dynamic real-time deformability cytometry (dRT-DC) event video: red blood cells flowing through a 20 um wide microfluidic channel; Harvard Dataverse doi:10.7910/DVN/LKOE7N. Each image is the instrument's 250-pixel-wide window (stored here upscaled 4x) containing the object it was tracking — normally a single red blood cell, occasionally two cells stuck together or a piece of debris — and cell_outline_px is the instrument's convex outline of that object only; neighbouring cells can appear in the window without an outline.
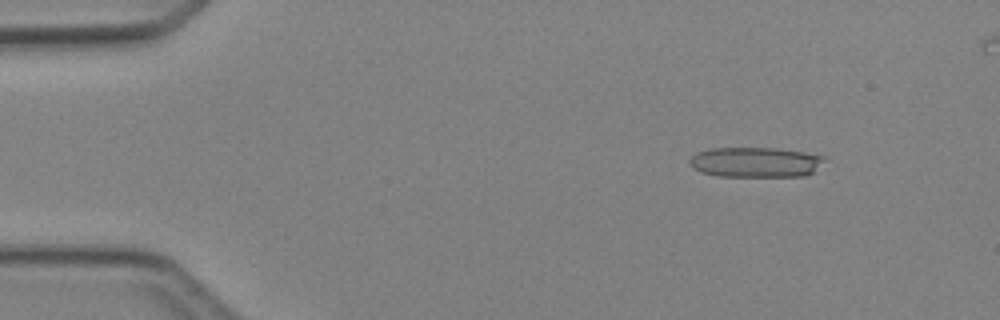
{"species": "Egyptian fruit bat (a non-hibernating species)", "species_latin": "Rousettus aegyptiacus", "temperature_condition": "cold", "stored_images_in_passage": 5, "camera_frame_rate_fps": 3000, "um_per_image_px": 0.085, "animal": {"sex": "female"}, "frame": {"image": 1, "passage_image": 2, "time_ms": 1.0, "image_size_px": [1000, 320], "cell_outline_px": [[824, 160], [812, 172], [804, 176], [720, 176], [700, 172], [692, 168], [688, 164], [688, 160], [696, 152], [712, 148], [776, 148], [804, 152], [824, 156]], "centroid_in_image_um": [64.15, 13.78], "position_along_channel_um": 20.9, "area_um2": 23.64}}